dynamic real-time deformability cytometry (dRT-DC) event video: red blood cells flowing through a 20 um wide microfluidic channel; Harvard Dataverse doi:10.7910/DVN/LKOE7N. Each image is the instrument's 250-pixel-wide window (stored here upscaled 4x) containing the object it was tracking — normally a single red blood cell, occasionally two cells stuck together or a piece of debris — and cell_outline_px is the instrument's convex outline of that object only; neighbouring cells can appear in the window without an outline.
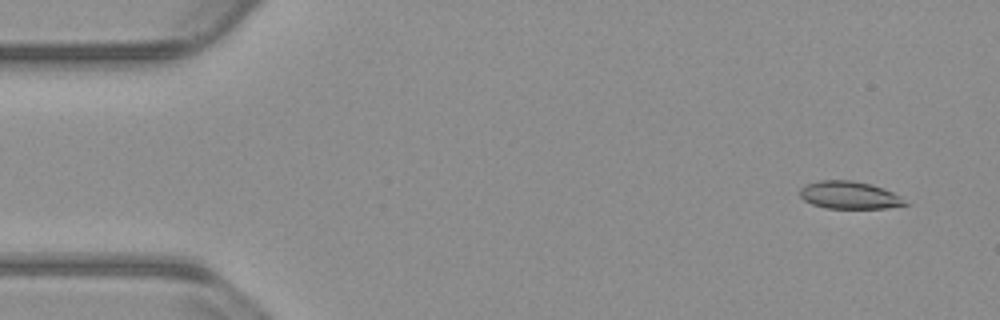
{"species": "common noctule bat (a hibernating species)", "species_latin": "Nyctalus noctula", "temperature_condition": "warm", "stored_images_in_passage": 51, "camera_frame_rate_fps": 3000, "um_per_image_px": 0.085, "animal": {"sex": "male", "body_mass_g": 23.1, "forearm_length_mm": 52.7}, "frame": {"image": 1, "passage_image": 1, "time_ms": 0.0, "image_size_px": [1000, 320], "cell_outline_px": [[912, 204], [884, 208], [828, 208], [812, 204], [804, 200], [800, 196], [800, 188], [804, 184], [820, 180], [852, 180], [872, 184], [884, 188], [900, 196]], "centroid_in_image_um": [72.21, 16.58], "position_along_channel_um": 12.8, "area_um2": 17.05}}
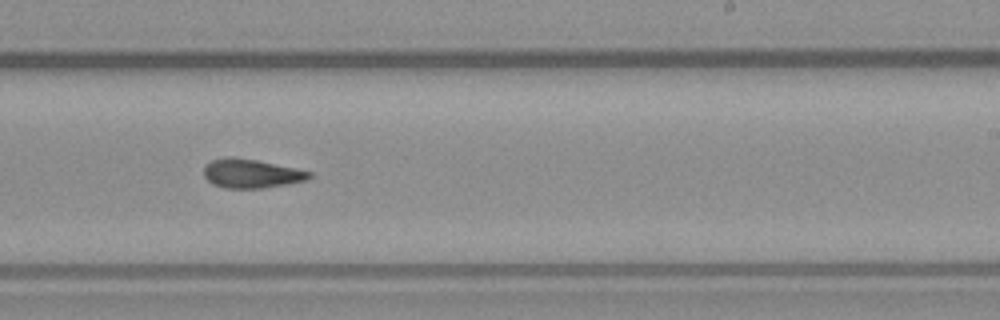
{"frame": {"image": 2, "passage_image": 30, "time_ms": 9.667, "image_size_px": [1000, 320], "cell_outline_px": [[312, 176], [308, 180], [288, 184], [260, 188], [224, 188], [212, 184], [204, 176], [204, 164], [212, 160], [228, 156], [256, 160], [296, 168], [312, 172]], "centroid_in_image_um": [21.35, 14.75], "position_along_channel_um": 267.6, "area_um2": 17.86}}
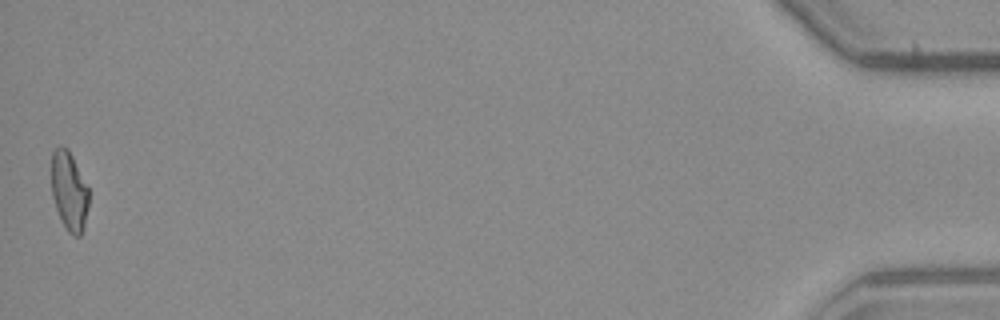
{"frame": {"image": 3, "passage_image": 51, "time_ms": 16.667, "image_size_px": [1000, 320], "cell_outline_px": [[88, 208], [84, 228], [80, 236], [72, 236], [68, 232], [56, 208], [52, 196], [52, 152], [60, 144], [68, 148], [88, 188]], "centroid_in_image_um": [5.88, 16.24], "position_along_channel_um": 429.3, "area_um2": 17.05}, "authors_computed_cell_mechanics": {"area_um2": 17.6868, "velocity_mm_per_s": 3.821, "shape_relaxation_time_tau1_ms": 7.5666, "shape_relaxation_time_tau2_ms": 3.0293, "deformation_change_tau1": 0.1809, "deformation_change_tau2": 0.1112}}